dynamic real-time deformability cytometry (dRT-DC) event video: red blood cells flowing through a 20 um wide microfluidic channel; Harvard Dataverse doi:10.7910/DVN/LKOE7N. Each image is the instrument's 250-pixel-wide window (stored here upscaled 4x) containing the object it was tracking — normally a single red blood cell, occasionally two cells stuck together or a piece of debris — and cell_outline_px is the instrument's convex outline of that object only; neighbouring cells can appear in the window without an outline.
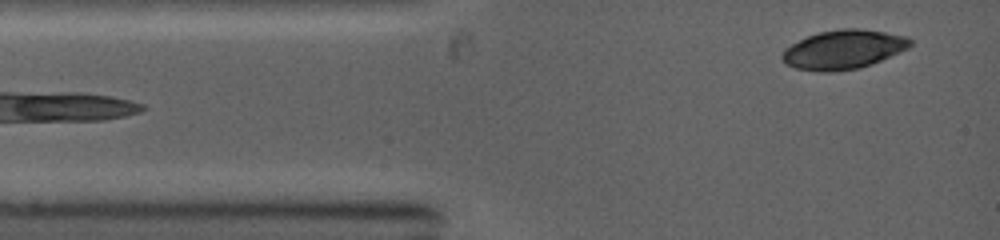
{"species": "common noctule bat (a hibernating species)", "species_latin": "Nyctalus noctula", "temperature_condition": "warm", "stored_images_in_passage": 5, "camera_frame_rate_fps": 5000, "um_per_image_px": 0.085, "animal": {"sex": "female", "body_mass_g": 19.0, "forearm_length_mm": 53.3}, "frame": {"image": 1, "passage_image": 2, "time_ms": 0.4, "image_size_px": [1000, 240], "cell_outline_px": [[912, 44], [908, 48], [872, 64], [860, 68], [832, 72], [816, 72], [796, 68], [784, 64], [780, 60], [780, 56], [784, 48], [808, 36], [820, 32], [844, 28], [856, 28], [884, 32], [908, 36], [912, 40]], "centroid_in_image_um": [71.66, 4.22], "position_along_channel_um": 13.3, "area_um2": 29.3}}